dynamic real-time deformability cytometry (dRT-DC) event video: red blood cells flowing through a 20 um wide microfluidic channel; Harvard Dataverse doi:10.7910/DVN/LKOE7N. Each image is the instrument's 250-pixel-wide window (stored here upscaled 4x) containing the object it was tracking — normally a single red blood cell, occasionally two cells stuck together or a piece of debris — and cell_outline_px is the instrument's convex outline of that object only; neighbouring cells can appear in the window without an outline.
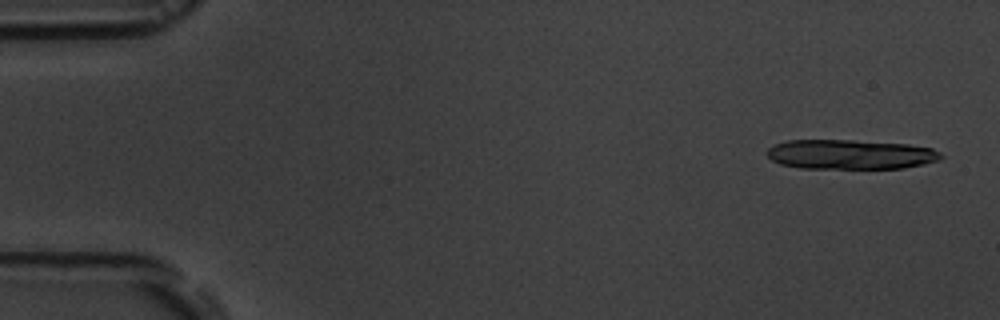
{"species": "common noctule bat (a hibernating species)", "species_latin": "Nyctalus noctula", "temperature_condition": "room temperature", "stored_images_in_passage": 5, "camera_frame_rate_fps": 3000, "um_per_image_px": 0.085, "animal": {"sex": "male", "body_mass_g": 19.5, "forearm_length_mm": 54.6}, "frame": {"image": 1, "passage_image": 1, "time_ms": 0.0, "image_size_px": [1000, 320], "cell_outline_px": [[944, 156], [940, 160], [924, 164], [904, 168], [800, 168], [780, 164], [772, 160], [768, 156], [768, 148], [776, 144], [788, 140], [852, 140], [908, 144], [932, 148], [940, 152]], "centroid_in_image_um": [72.32, 13.12], "position_along_channel_um": 12.7, "area_um2": 30.06}}